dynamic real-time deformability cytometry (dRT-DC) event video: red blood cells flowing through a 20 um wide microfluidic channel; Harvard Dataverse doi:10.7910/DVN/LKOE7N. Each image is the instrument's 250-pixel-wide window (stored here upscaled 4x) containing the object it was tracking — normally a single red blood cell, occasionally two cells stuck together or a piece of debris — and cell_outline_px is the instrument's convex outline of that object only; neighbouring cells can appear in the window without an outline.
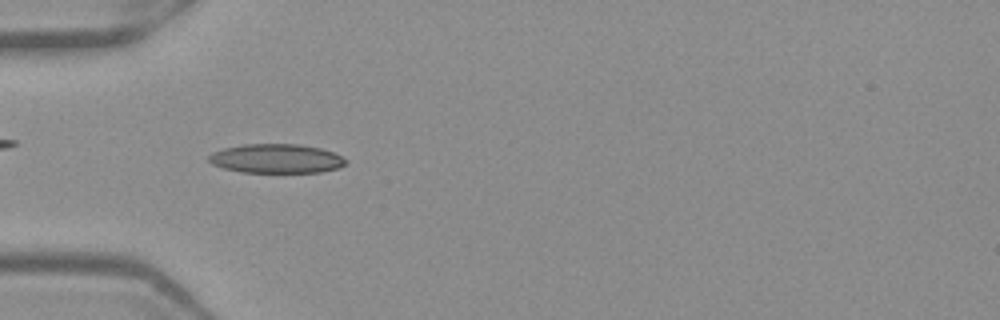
{"species": "Egyptian fruit bat (a non-hibernating species)", "species_latin": "Rousettus aegyptiacus", "temperature_condition": "warm", "stored_images_in_passage": 51, "camera_frame_rate_fps": 3000, "um_per_image_px": 0.085, "frame": {"image": 1, "passage_image": 16, "time_ms": 5.0, "image_size_px": [1000, 320], "cell_outline_px": [[348, 164], [340, 168], [320, 172], [240, 172], [224, 168], [212, 164], [208, 160], [208, 156], [212, 152], [224, 148], [244, 144], [300, 144], [320, 148], [332, 152], [348, 160]], "centroid_in_image_um": [23.5, 13.48], "position_along_channel_um": 61.5, "area_um2": 23.35}}
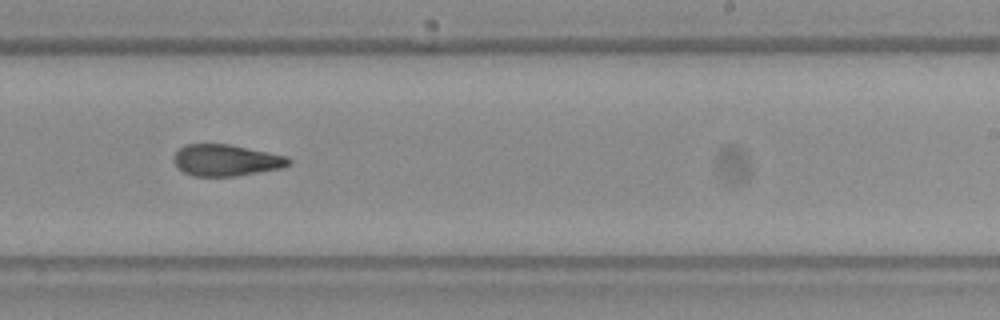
{"frame": {"image": 2, "passage_image": 32, "time_ms": 10.333, "image_size_px": [1000, 320], "cell_outline_px": [[292, 164], [284, 168], [236, 176], [192, 176], [176, 168], [172, 160], [172, 156], [184, 144], [228, 144], [288, 156], [292, 160]], "centroid_in_image_um": [19.22, 13.63], "position_along_channel_um": 269.8, "area_um2": 21.44}}
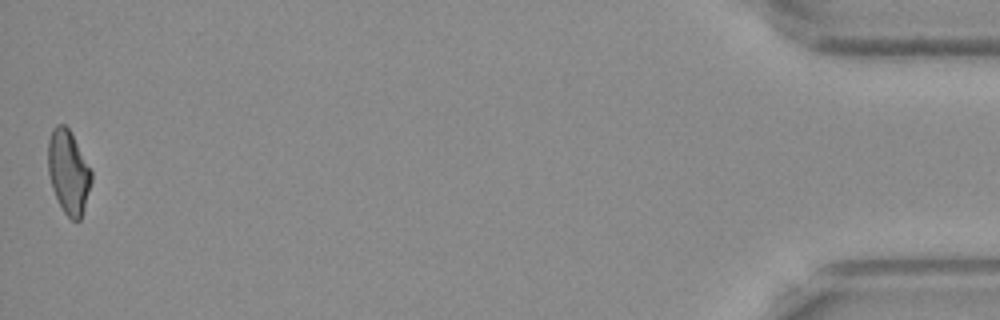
{"frame": {"image": 3, "passage_image": 51, "time_ms": 16.667, "image_size_px": [1000, 320], "cell_outline_px": [[92, 180], [84, 208], [80, 220], [72, 220], [64, 212], [52, 188], [48, 172], [48, 140], [52, 128], [56, 124], [64, 124], [68, 128], [92, 172]], "centroid_in_image_um": [5.8, 14.61], "position_along_channel_um": 429.4, "area_um2": 20.81}, "authors_computed_cell_mechanics": {"area_um2": 21.4438, "velocity_mm_per_s": 3.9546, "shape_relaxation_time_tau1_ms": null, "shape_relaxation_time_tau2_ms": 4.1798, "deformation_change_tau1": null, "deformation_change_tau2": 0.1285}}